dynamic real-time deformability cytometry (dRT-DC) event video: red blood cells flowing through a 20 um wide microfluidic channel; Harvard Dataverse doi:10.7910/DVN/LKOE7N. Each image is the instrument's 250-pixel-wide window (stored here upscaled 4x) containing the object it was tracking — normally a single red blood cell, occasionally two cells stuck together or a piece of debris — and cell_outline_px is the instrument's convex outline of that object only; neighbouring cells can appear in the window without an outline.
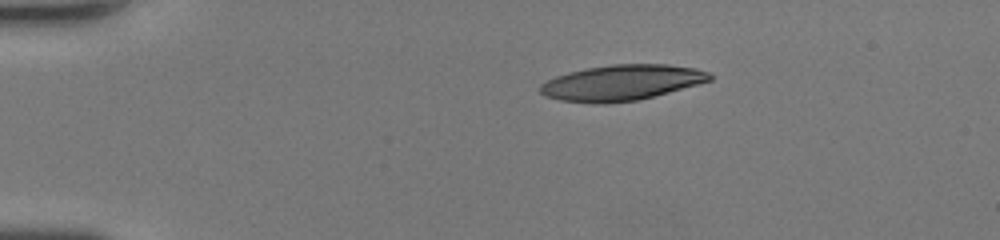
{"species": "human", "species_latin": "Homo sapiens", "temperature_condition": "room temperature", "stored_images_in_passage": 32, "camera_frame_rate_fps": 3000, "um_per_image_px": 0.085, "donor": {"sex": "female"}, "frame": {"image": 1, "passage_image": 1, "time_ms": 0.0, "image_size_px": [1000, 240], "cell_outline_px": [[712, 80], [668, 92], [636, 100], [604, 104], [592, 104], [560, 100], [544, 96], [540, 92], [540, 84], [556, 76], [568, 72], [588, 68], [612, 64], [668, 64], [696, 68], [708, 72], [712, 76]], "centroid_in_image_um": [52.81, 7.03], "position_along_channel_um": 32.2, "area_um2": 35.08}}
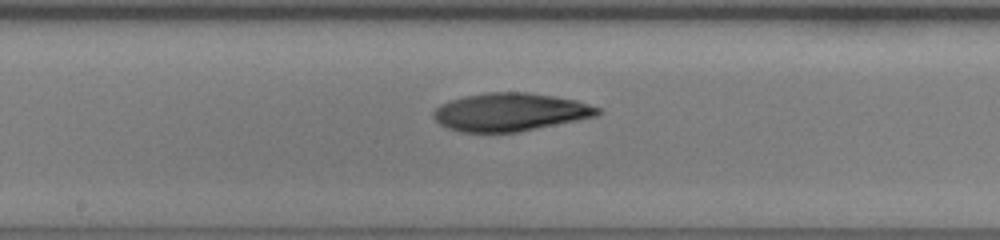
{"frame": {"image": 2, "passage_image": 18, "time_ms": 5.667, "image_size_px": [1000, 240], "cell_outline_px": [[604, 112], [596, 116], [516, 132], [460, 132], [448, 128], [440, 124], [432, 116], [432, 112], [440, 104], [464, 96], [488, 92], [528, 92], [556, 96], [576, 100], [600, 108]], "centroid_in_image_um": [43.35, 9.51], "position_along_channel_um": 204.8, "area_um2": 36.3}}
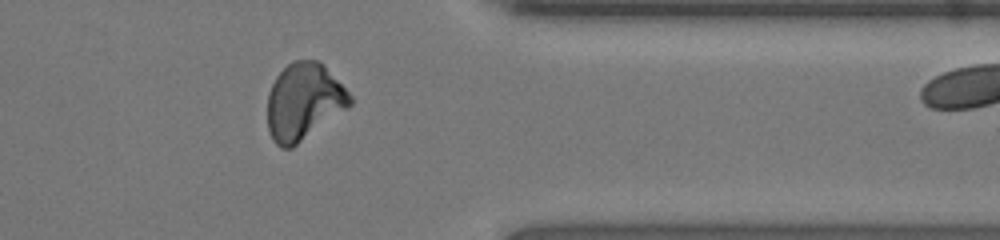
{"frame": {"image": 3, "passage_image": 31, "time_ms": 10.0, "image_size_px": [1000, 240], "cell_outline_px": [[352, 104], [348, 108], [292, 148], [280, 148], [272, 140], [268, 132], [268, 92], [276, 76], [292, 60], [320, 60], [324, 64], [352, 96]], "centroid_in_image_um": [25.82, 8.64], "position_along_channel_um": 385.6, "area_um2": 37.11}}